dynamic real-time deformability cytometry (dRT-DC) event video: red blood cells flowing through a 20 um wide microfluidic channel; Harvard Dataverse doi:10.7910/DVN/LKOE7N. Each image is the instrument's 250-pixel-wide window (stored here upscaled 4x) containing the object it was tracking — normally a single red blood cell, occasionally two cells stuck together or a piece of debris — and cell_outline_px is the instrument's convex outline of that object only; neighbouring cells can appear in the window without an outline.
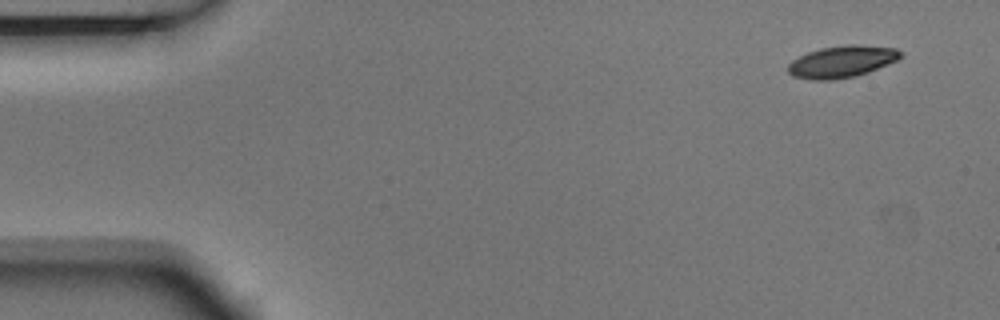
{"species": "Egyptian fruit bat (a non-hibernating species)", "species_latin": "Rousettus aegyptiacus", "temperature_condition": "room temperature", "stored_images_in_passage": 5, "camera_frame_rate_fps": 3000, "um_per_image_px": 0.085, "animal": {"sex": "male"}, "frame": {"image": 1, "passage_image": 1, "time_ms": 0.0, "image_size_px": [1000, 320], "cell_outline_px": [[904, 56], [888, 64], [868, 72], [856, 76], [832, 80], [812, 80], [792, 76], [788, 72], [788, 64], [792, 60], [808, 52], [820, 48], [844, 44], [860, 44], [896, 48]], "centroid_in_image_um": [71.56, 5.23], "position_along_channel_um": 13.4, "area_um2": 21.04}}
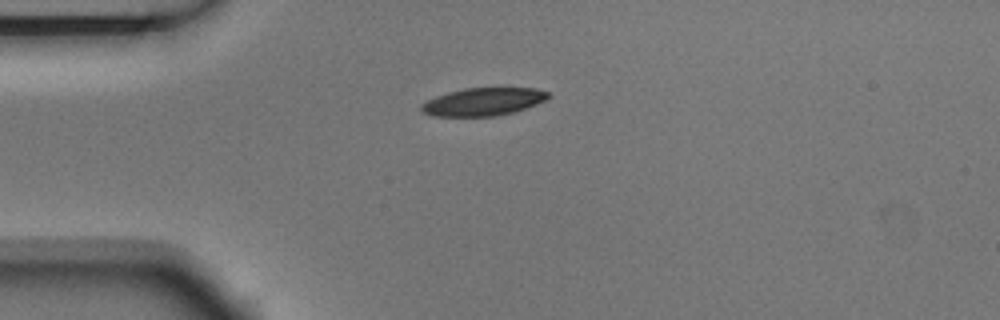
{"frame": {"image": 2, "passage_image": 4, "time_ms": 1.0, "image_size_px": [1000, 320], "cell_outline_px": [[552, 96], [536, 104], [516, 112], [496, 116], [432, 116], [424, 112], [420, 108], [420, 104], [436, 96], [448, 92], [464, 88], [536, 88], [548, 92]], "centroid_in_image_um": [41.09, 8.65], "position_along_channel_um": 43.9, "area_um2": 20.63}}